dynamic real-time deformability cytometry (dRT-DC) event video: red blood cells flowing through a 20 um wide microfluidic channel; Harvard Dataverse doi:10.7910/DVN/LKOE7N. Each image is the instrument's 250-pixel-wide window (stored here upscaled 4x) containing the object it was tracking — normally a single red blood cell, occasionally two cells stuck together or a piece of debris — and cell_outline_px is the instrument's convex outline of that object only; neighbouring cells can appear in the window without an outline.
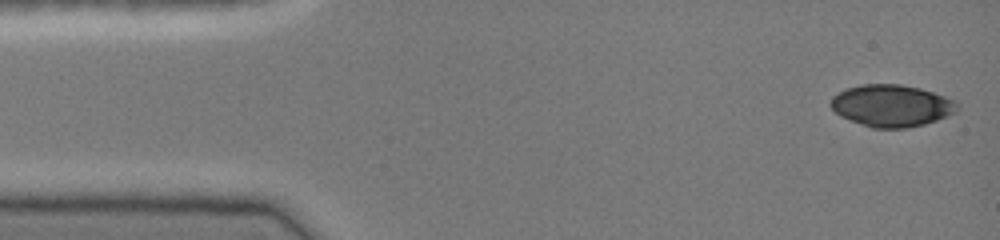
{"species": "common noctule bat (a hibernating species)", "species_latin": "Nyctalus noctula", "temperature_condition": "cold", "stored_images_in_passage": 44, "camera_frame_rate_fps": 3000, "um_per_image_px": 0.085, "animal": {"sex": "female", "body_mass_g": 19.0, "forearm_length_mm": 51.5}, "frame": {"image": 1, "passage_image": 1, "time_ms": 0.0, "image_size_px": [1000, 240], "cell_outline_px": [[960, 108], [956, 112], [948, 116], [924, 124], [908, 128], [872, 128], [840, 116], [828, 104], [832, 96], [848, 88], [864, 84], [900, 84], [920, 88], [956, 100], [960, 104]], "centroid_in_image_um": [75.81, 8.98], "position_along_channel_um": 9.2, "area_um2": 31.04}}